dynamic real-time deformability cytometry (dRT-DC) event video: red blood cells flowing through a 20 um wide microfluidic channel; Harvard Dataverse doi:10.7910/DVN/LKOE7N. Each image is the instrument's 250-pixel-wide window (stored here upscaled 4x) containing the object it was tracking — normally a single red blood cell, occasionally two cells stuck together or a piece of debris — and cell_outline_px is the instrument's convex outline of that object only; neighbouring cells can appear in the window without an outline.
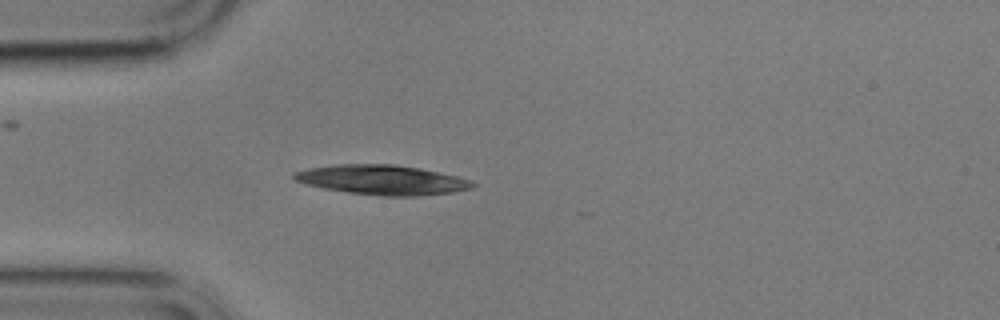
{"species": "common noctule bat (a hibernating species)", "species_latin": "Nyctalus noctula", "temperature_condition": "cold", "stored_images_in_passage": 3, "camera_frame_rate_fps": 3000, "um_per_image_px": 0.085, "animal": {"sex": "male", "body_mass_g": 17.9}, "frame": {"image": 1, "passage_image": 3, "time_ms": 2.667, "image_size_px": [1000, 320], "cell_outline_px": [[476, 184], [472, 188], [452, 192], [416, 196], [384, 196], [348, 192], [324, 188], [308, 184], [296, 180], [292, 176], [292, 172], [308, 168], [336, 164], [396, 164], [420, 168], [456, 176], [472, 180]], "centroid_in_image_um": [32.49, 15.28], "position_along_channel_um": 52.5, "area_um2": 30.75}}